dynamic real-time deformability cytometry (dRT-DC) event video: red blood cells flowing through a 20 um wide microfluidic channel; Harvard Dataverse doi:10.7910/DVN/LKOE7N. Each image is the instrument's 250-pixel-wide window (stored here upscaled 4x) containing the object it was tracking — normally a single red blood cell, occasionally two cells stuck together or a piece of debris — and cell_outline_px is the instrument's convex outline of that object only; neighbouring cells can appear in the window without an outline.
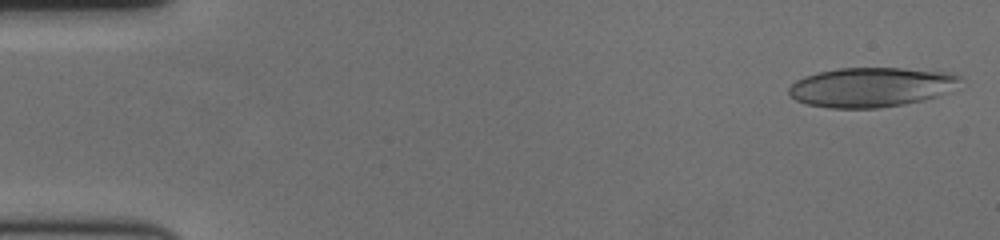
{"species": "human", "species_latin": "Homo sapiens", "temperature_condition": "cold", "stored_images_in_passage": 58, "camera_frame_rate_fps": 3000, "um_per_image_px": 0.085, "donor": {"sex": "female"}, "frame": {"image": 1, "passage_image": 2, "time_ms": 0.333, "image_size_px": [1000, 240], "cell_outline_px": [[960, 76], [932, 96], [920, 100], [900, 104], [876, 108], [832, 108], [808, 104], [796, 100], [788, 92], [788, 88], [796, 80], [804, 76], [836, 68], [900, 68], [932, 72]], "centroid_in_image_um": [73.76, 7.41], "position_along_channel_um": 11.2, "area_um2": 37.51}}
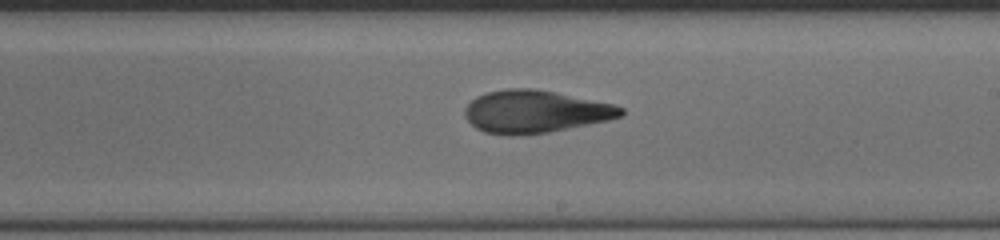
{"frame": {"image": 2, "passage_image": 34, "time_ms": 11.0, "image_size_px": [1000, 240], "cell_outline_px": [[624, 112], [620, 116], [608, 120], [548, 132], [512, 136], [508, 136], [484, 132], [476, 128], [464, 116], [464, 108], [476, 96], [484, 92], [508, 88], [536, 88], [556, 92], [612, 104], [624, 108]], "centroid_in_image_um": [45.43, 9.48], "position_along_channel_um": 243.6, "area_um2": 38.73}}
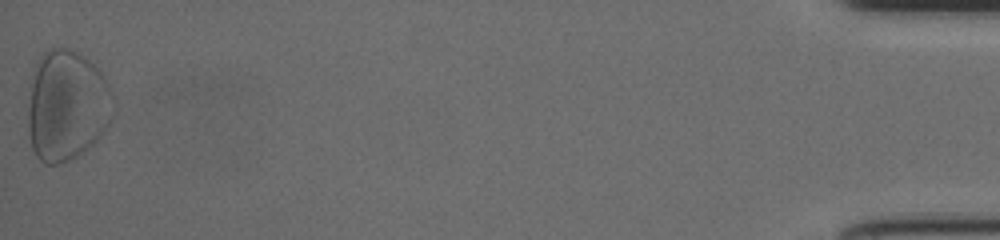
{"frame": {"image": 3, "passage_image": 58, "time_ms": 19.0, "image_size_px": [1000, 240], "cell_outline_px": [[112, 120], [96, 140], [92, 144], [76, 156], [68, 160], [56, 164], [44, 164], [36, 156], [32, 148], [28, 128], [28, 108], [32, 84], [36, 64], [44, 52], [52, 48], [68, 48], [76, 52], [88, 60], [104, 76], [112, 92]], "centroid_in_image_um": [5.68, 8.99], "position_along_channel_um": 429.5, "area_um2": 54.33}, "authors_computed_cell_mechanics": {"area_um2": 38.0902, "velocity_mm_per_s": 3.5644, "shape_relaxation_time_tau1_ms": 6.3512, "shape_relaxation_time_tau2_ms": 3.1576, "deformation_change_tau1": 0.1814, "deformation_change_tau2": 0.1085}}